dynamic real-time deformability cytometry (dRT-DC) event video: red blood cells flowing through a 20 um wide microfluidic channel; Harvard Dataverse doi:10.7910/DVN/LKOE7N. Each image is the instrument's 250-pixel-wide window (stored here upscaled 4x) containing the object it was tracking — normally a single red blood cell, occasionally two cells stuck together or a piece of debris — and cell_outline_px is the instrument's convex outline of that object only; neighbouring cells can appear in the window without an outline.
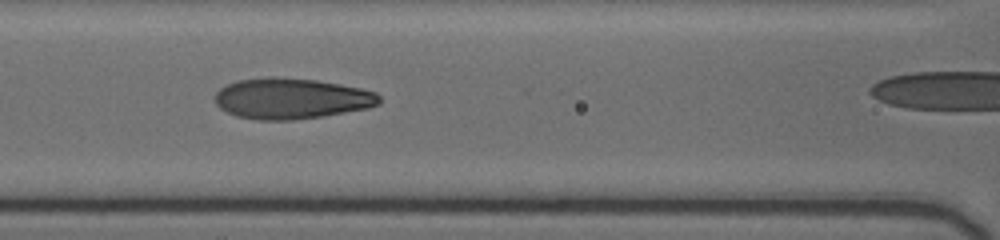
{"species": "human", "species_latin": "Homo sapiens", "temperature_condition": "cold", "stored_images_in_passage": 9, "camera_frame_rate_fps": 3000, "um_per_image_px": 0.085, "donor": {"sex": "female"}, "frame": {"image": 1, "passage_image": 3, "time_ms": 2.333, "image_size_px": [1000, 240], "cell_outline_px": [[380, 104], [368, 108], [320, 116], [292, 120], [256, 120], [236, 116], [220, 108], [216, 104], [212, 96], [220, 88], [236, 80], [272, 76], [276, 76], [316, 80], [340, 84], [360, 88], [376, 92], [380, 96]], "centroid_in_image_um": [24.73, 8.36], "position_along_channel_um": 141.9, "area_um2": 39.25}}